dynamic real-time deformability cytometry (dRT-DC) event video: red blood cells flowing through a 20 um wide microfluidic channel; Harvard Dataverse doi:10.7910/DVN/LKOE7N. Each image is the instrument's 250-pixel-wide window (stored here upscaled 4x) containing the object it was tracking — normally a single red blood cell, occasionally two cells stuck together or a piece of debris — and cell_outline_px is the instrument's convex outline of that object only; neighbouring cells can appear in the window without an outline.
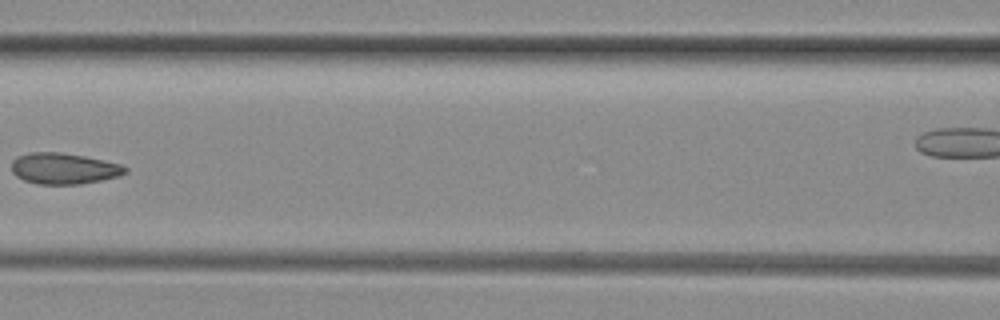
{"species": "common noctule bat (a hibernating species)", "species_latin": "Nyctalus noctula", "temperature_condition": "room temperature", "stored_images_in_passage": 10, "camera_frame_rate_fps": 3000, "um_per_image_px": 0.085, "animal": {"sex": "female", "body_mass_g": 29.2, "forearm_length_mm": 56.3}, "frame": {"image": 1, "passage_image": 7, "time_ms": 2.0, "image_size_px": [1000, 320], "cell_outline_px": [[128, 172], [120, 176], [80, 184], [36, 184], [24, 180], [16, 176], [12, 172], [12, 160], [16, 156], [32, 152], [60, 152], [84, 156], [104, 160], [120, 164], [128, 168]], "centroid_in_image_um": [5.42, 14.32], "position_along_channel_um": 161.2, "area_um2": 20.69}}
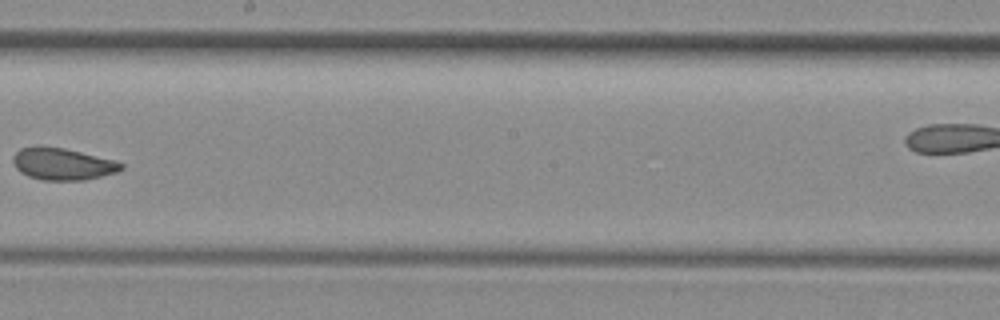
{"frame": {"image": 2, "passage_image": 9, "time_ms": 2.667, "image_size_px": [1000, 320], "cell_outline_px": [[124, 168], [116, 172], [84, 180], [44, 180], [28, 176], [20, 172], [16, 168], [12, 160], [12, 156], [20, 148], [40, 144], [64, 148], [116, 160], [124, 164]], "centroid_in_image_um": [5.29, 13.91], "position_along_channel_um": 242.9, "area_um2": 20.4}}